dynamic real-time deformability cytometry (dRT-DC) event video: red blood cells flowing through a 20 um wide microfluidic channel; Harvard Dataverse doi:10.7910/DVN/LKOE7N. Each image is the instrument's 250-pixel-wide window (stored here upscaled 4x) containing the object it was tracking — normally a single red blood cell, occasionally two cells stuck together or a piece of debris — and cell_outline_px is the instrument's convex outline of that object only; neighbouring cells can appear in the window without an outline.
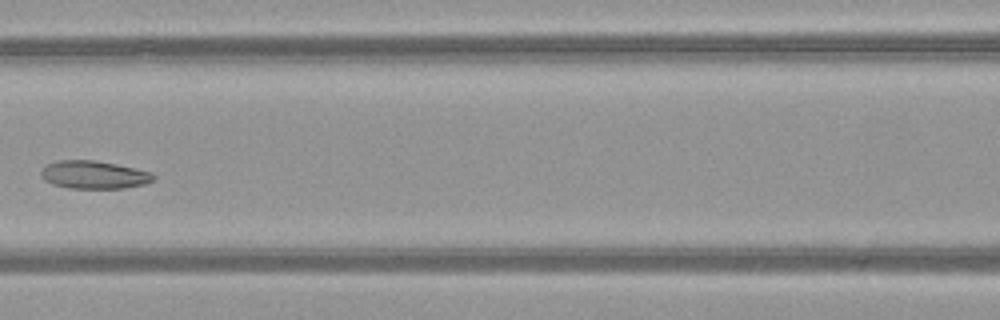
{"species": "common noctule bat (a hibernating species)", "species_latin": "Nyctalus noctula", "temperature_condition": "warm", "stored_images_in_passage": 7, "camera_frame_rate_fps": 3000, "um_per_image_px": 0.085, "animal": {"sex": "female", "body_mass_g": 21.9}, "frame": {"image": 1, "passage_image": 7, "time_ms": 2.0, "image_size_px": [1000, 320], "cell_outline_px": [[156, 176], [152, 180], [144, 184], [124, 188], [68, 188], [52, 184], [44, 180], [40, 176], [40, 172], [48, 164], [60, 160], [96, 160], [116, 164], [152, 172]], "centroid_in_image_um": [7.98, 14.85], "position_along_channel_um": 158.6, "area_um2": 18.26}}